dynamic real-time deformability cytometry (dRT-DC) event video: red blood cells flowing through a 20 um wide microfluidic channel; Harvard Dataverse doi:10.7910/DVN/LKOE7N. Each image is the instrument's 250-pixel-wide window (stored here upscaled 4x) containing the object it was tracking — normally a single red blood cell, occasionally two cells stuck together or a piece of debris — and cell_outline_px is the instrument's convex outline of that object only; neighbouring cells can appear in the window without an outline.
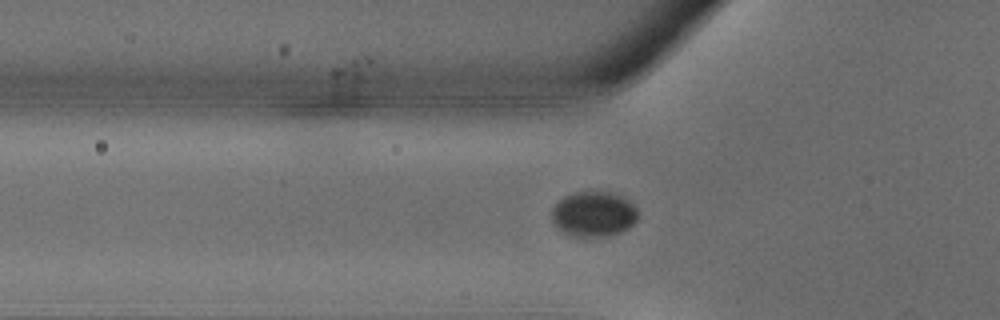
{"species": "common noctule bat (a hibernating species)", "species_latin": "Nyctalus noctula", "temperature_condition": "warm", "stored_images_in_passage": 28, "camera_frame_rate_fps": 3000, "um_per_image_px": 0.085, "animal": {"sex": "male", "body_mass_g": 18.8}, "frame": {"image": 1, "passage_image": 5, "time_ms": 1.333, "image_size_px": [1000, 320], "cell_outline_px": [[636, 220], [628, 228], [620, 232], [608, 236], [576, 236], [564, 232], [552, 220], [552, 208], [564, 196], [576, 192], [608, 192], [620, 196], [628, 200], [636, 208]], "centroid_in_image_um": [50.46, 18.19], "position_along_channel_um": 75.3, "area_um2": 22.2}}
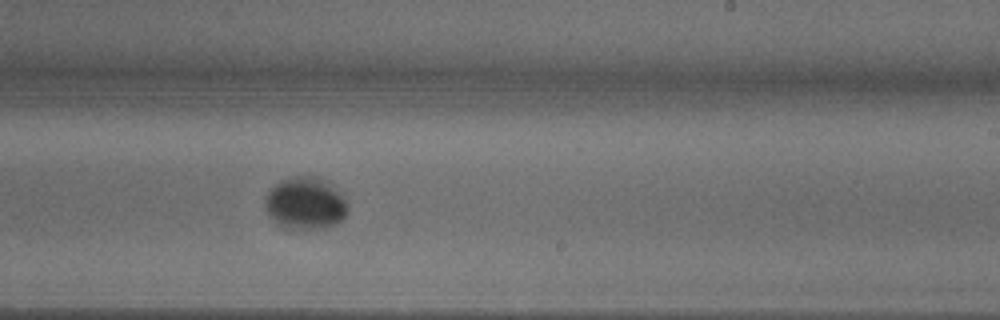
{"frame": {"image": 2, "passage_image": 15, "time_ms": 4.667, "image_size_px": [1000, 320], "cell_outline_px": [[348, 212], [336, 224], [324, 228], [288, 228], [280, 224], [264, 208], [264, 200], [268, 192], [280, 180], [296, 176], [312, 176], [328, 184], [348, 204]], "centroid_in_image_um": [25.93, 17.29], "position_along_channel_um": 263.1, "area_um2": 24.28}}
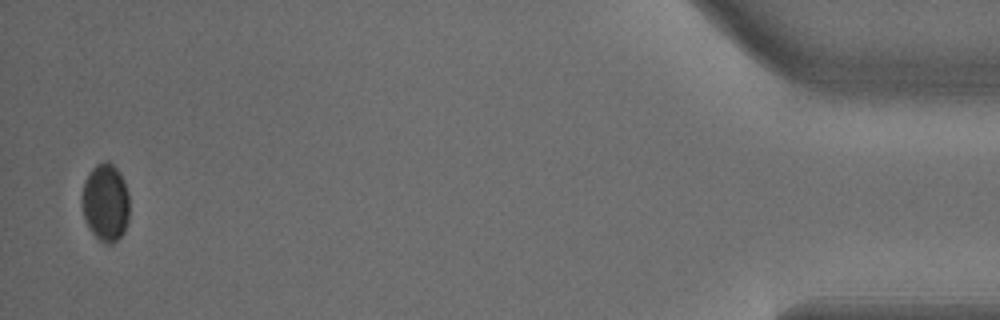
{"frame": {"image": 3, "passage_image": 28, "time_ms": 9.0, "image_size_px": [1000, 320], "cell_outline_px": [[128, 220], [124, 232], [112, 244], [108, 244], [100, 240], [92, 232], [84, 216], [80, 200], [84, 180], [92, 168], [96, 164], [104, 160], [108, 160], [120, 172], [128, 192]], "centroid_in_image_um": [8.95, 17.17], "position_along_channel_um": 426.2, "area_um2": 21.56}}